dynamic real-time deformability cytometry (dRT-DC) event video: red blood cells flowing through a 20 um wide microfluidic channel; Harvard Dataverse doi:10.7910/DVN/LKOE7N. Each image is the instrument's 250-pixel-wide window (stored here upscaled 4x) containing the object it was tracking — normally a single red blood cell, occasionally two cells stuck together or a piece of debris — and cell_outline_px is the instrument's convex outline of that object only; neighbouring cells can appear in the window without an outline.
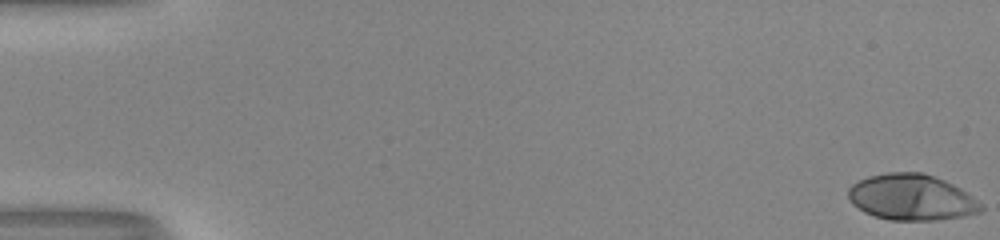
{"species": "human", "species_latin": "Homo sapiens", "temperature_condition": "room temperature", "stored_images_in_passage": 53, "camera_frame_rate_fps": 3000, "um_per_image_px": 0.085, "donor": {"sex": "male"}, "frame": {"image": 1, "passage_image": 1, "time_ms": 0.0, "image_size_px": [1000, 240], "cell_outline_px": [[984, 208], [980, 212], [964, 216], [936, 220], [888, 220], [864, 212], [852, 204], [848, 196], [848, 188], [852, 184], [868, 176], [888, 172], [924, 172], [944, 180], [960, 188], [972, 196]], "centroid_in_image_um": [77.46, 16.77], "position_along_channel_um": 7.5, "area_um2": 35.55}}
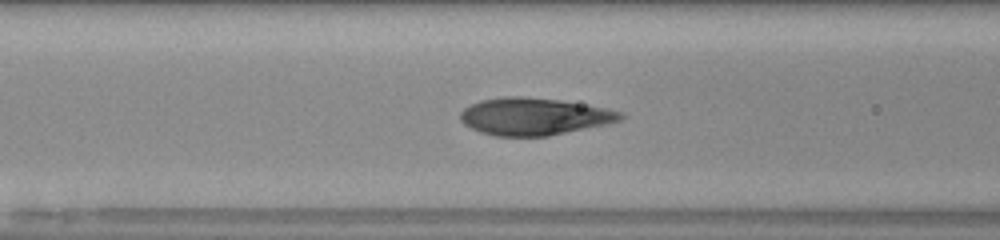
{"frame": {"image": 2, "passage_image": 23, "time_ms": 7.333, "image_size_px": [1000, 240], "cell_outline_px": [[624, 116], [620, 120], [608, 124], [548, 136], [496, 136], [480, 132], [464, 124], [460, 120], [460, 112], [464, 108], [480, 100], [504, 96], [524, 96], [560, 100], [604, 108], [624, 112]], "centroid_in_image_um": [45.38, 9.9], "position_along_channel_um": 121.2, "area_um2": 34.74}}
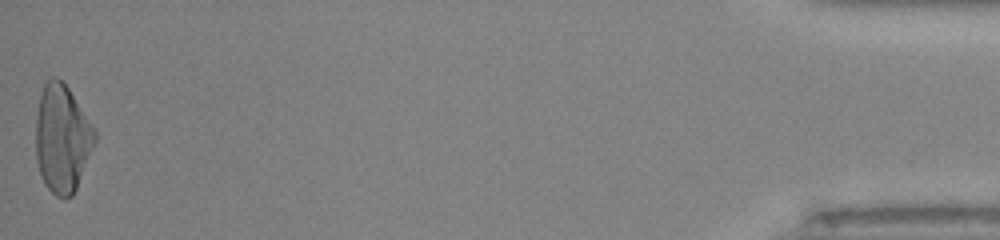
{"frame": {"image": 3, "passage_image": 53, "time_ms": 17.333, "image_size_px": [1000, 240], "cell_outline_px": [[96, 140], [76, 188], [72, 196], [64, 200], [56, 196], [44, 184], [36, 160], [36, 116], [40, 92], [44, 84], [52, 76], [56, 76], [68, 88], [92, 124], [96, 132]], "centroid_in_image_um": [5.27, 11.78], "position_along_channel_um": 429.9, "area_um2": 36.99}, "authors_computed_cell_mechanics": {"area_um2": 34.5644, "velocity_mm_per_s": 4.0468, "shape_relaxation_time_tau1_ms": 4.6569, "shape_relaxation_time_tau2_ms": null, "deformation_change_tau1": 0.2476, "deformation_change_tau2": null}}